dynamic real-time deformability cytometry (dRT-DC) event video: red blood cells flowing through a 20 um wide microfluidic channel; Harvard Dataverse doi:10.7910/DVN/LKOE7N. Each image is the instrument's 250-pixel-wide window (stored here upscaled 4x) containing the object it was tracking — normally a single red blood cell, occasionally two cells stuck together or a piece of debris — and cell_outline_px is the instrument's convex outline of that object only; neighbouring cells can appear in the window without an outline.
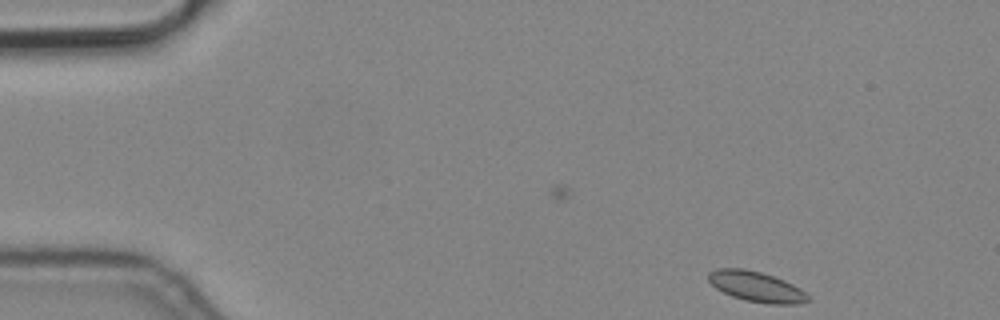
{"species": "common noctule bat (a hibernating species)", "species_latin": "Nyctalus noctula", "temperature_condition": "cold", "stored_images_in_passage": 4, "camera_frame_rate_fps": 3000, "um_per_image_px": 0.085, "animal": {"sex": "male", "body_mass_g": 19.2, "forearm_length_mm": 51.8}, "frame": {"image": 1, "passage_image": 1, "time_ms": 0.0, "image_size_px": [1000, 320], "cell_outline_px": [[812, 300], [796, 304], [768, 304], [744, 300], [732, 296], [716, 288], [708, 280], [708, 272], [716, 268], [744, 268], [760, 272], [784, 280], [800, 288]], "centroid_in_image_um": [64.28, 24.36], "position_along_channel_um": 20.7, "area_um2": 17.57}}
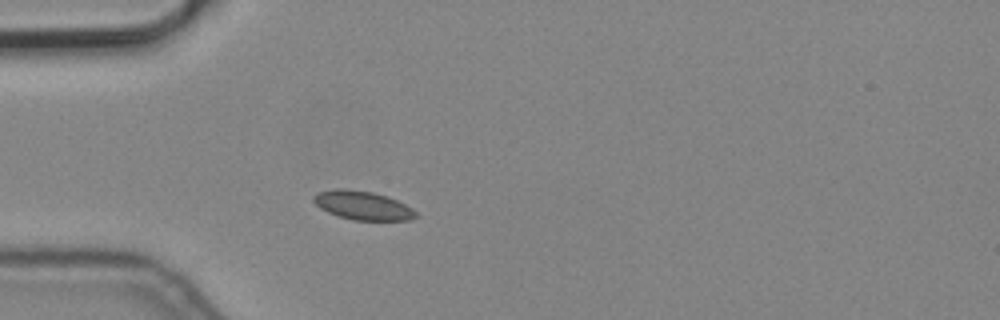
{"frame": {"image": 2, "passage_image": 4, "time_ms": 1.0, "image_size_px": [1000, 320], "cell_outline_px": [[420, 216], [412, 220], [352, 220], [336, 216], [320, 208], [312, 200], [312, 196], [316, 192], [336, 188], [344, 188], [372, 192], [388, 196], [412, 208]], "centroid_in_image_um": [30.81, 17.46], "position_along_channel_um": 54.2, "area_um2": 17.4}}